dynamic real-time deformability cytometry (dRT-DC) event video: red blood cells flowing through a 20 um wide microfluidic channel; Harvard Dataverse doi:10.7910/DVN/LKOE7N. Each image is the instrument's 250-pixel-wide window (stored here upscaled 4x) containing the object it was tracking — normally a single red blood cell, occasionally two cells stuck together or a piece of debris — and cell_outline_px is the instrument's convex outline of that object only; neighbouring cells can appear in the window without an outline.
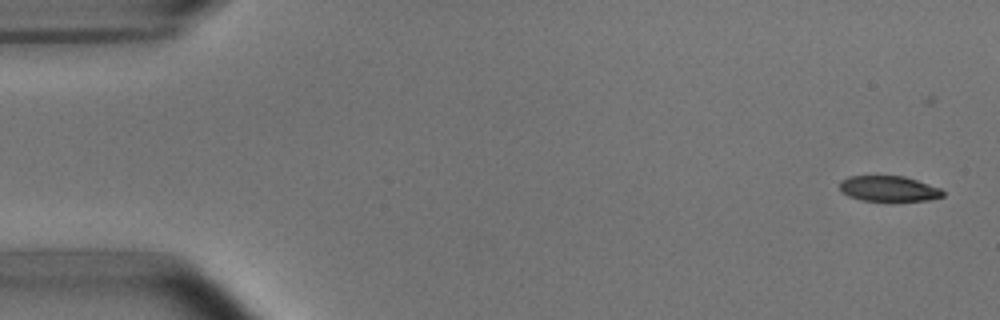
{"species": "common noctule bat (a hibernating species)", "species_latin": "Nyctalus noctula", "temperature_condition": "room temperature", "stored_images_in_passage": 4, "camera_frame_rate_fps": 3000, "um_per_image_px": 0.085, "animal": {"sex": "male", "body_mass_g": 15.6}, "frame": {"image": 1, "passage_image": 1, "time_ms": 0.0, "image_size_px": [1000, 320], "cell_outline_px": [[944, 196], [928, 200], [860, 200], [848, 196], [840, 192], [840, 180], [848, 176], [904, 176], [940, 188], [944, 192]], "centroid_in_image_um": [75.5, 16.03], "position_along_channel_um": 9.5, "area_um2": 15.2}}
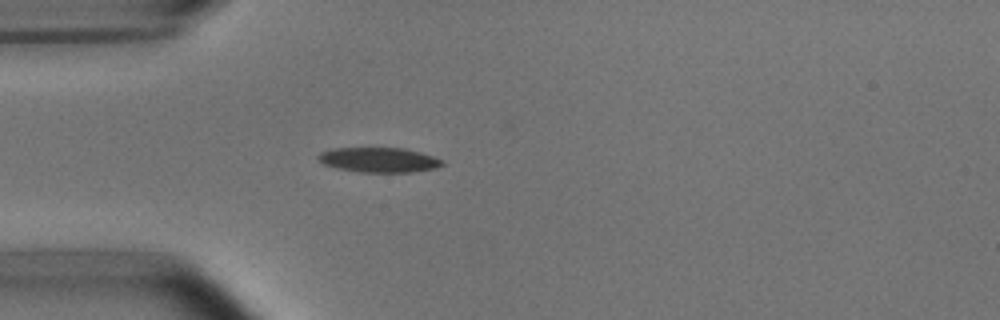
{"frame": {"image": 2, "passage_image": 4, "time_ms": 4.333, "image_size_px": [1000, 320], "cell_outline_px": [[444, 164], [436, 168], [412, 172], [360, 172], [336, 168], [324, 164], [316, 156], [320, 152], [332, 148], [404, 148], [420, 152], [444, 160]], "centroid_in_image_um": [32.21, 13.59], "position_along_channel_um": 52.8, "area_um2": 17.98}}